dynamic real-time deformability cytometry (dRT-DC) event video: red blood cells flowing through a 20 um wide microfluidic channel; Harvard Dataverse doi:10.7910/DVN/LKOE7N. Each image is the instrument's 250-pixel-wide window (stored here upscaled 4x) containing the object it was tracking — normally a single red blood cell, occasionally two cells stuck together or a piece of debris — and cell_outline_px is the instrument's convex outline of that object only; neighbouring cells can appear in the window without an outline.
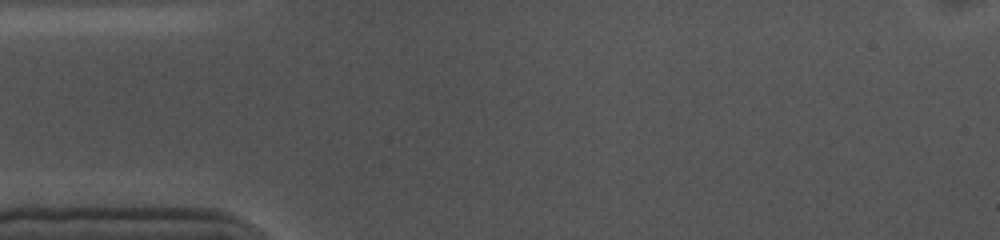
{"species": "common noctule bat (a hibernating species)", "species_latin": "Nyctalus noctula", "temperature_condition": "cold", "stored_images_in_passage": 4, "camera_frame_rate_fps": 3000, "um_per_image_px": 0.085, "animal": {"sex": "female", "body_mass_g": 10.0, "forearm_length_mm": 53.1}, "frame": {"image": 1, "passage_image": 1, "time_ms": 0.0, "image_size_px": [1000, 240], "cell_outline_px": [[176, 56], [140, 60], [96, 60], [88, 56], [100, 44], [112, 40], [172, 44], [176, 48]], "centroid_in_image_um": [11.24, 4.32], "position_along_channel_um": 73.8, "area_um2": 10.0}}